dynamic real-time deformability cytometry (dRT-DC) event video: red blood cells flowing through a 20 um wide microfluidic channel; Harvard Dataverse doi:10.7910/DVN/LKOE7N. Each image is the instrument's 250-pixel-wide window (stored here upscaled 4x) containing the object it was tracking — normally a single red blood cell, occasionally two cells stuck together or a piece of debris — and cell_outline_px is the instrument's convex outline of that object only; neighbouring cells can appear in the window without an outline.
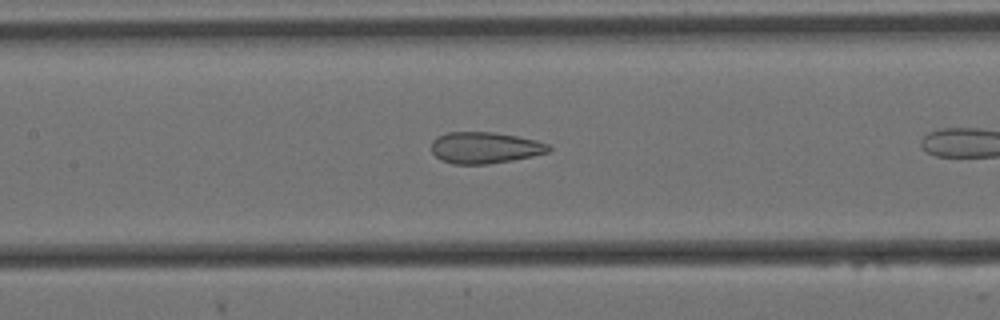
{"species": "Egyptian fruit bat (a non-hibernating species)", "species_latin": "Rousettus aegyptiacus", "temperature_condition": "cold", "stored_images_in_passage": 14, "camera_frame_rate_fps": 3000, "um_per_image_px": 0.085, "animal": {"sex": "female"}, "frame": {"image": 1, "passage_image": 12, "time_ms": 3.667, "image_size_px": [1000, 320], "cell_outline_px": [[552, 148], [548, 152], [532, 156], [512, 160], [488, 164], [452, 164], [440, 160], [432, 152], [432, 140], [436, 136], [448, 132], [492, 132], [516, 136], [536, 140], [548, 144]], "centroid_in_image_um": [41.19, 12.56], "position_along_channel_um": 166.2, "area_um2": 21.5}}